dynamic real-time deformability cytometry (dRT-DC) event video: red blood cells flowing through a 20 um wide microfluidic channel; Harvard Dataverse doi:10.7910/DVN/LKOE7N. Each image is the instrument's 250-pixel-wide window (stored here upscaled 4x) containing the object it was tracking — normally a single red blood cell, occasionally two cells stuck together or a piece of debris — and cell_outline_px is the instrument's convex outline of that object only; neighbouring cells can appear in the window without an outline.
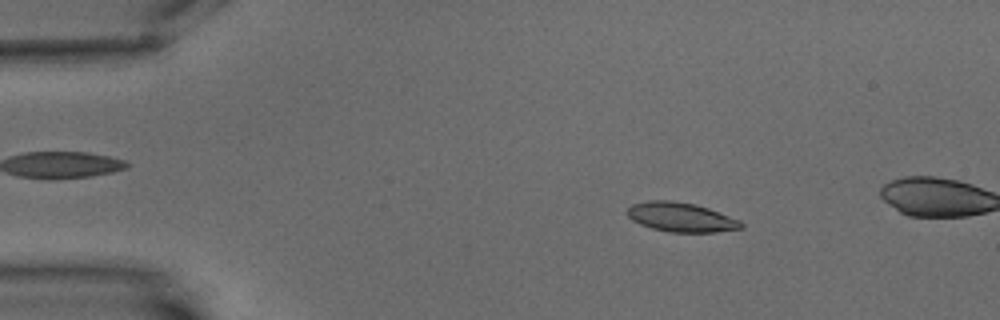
{"species": "common noctule bat (a hibernating species)", "species_latin": "Nyctalus noctula", "temperature_condition": "warm", "stored_images_in_passage": 5, "camera_frame_rate_fps": 3000, "um_per_image_px": 0.085, "animal": {"sex": "male", "body_mass_g": 15.6}, "frame": {"image": 1, "passage_image": 2, "time_ms": 1.0, "image_size_px": [1000, 320], "cell_outline_px": [[744, 228], [716, 232], [668, 232], [652, 228], [640, 224], [632, 220], [628, 216], [628, 208], [632, 204], [648, 200], [672, 200], [696, 204], [708, 208], [740, 220], [744, 224]], "centroid_in_image_um": [57.9, 18.46], "position_along_channel_um": 27.1, "area_um2": 19.54}}